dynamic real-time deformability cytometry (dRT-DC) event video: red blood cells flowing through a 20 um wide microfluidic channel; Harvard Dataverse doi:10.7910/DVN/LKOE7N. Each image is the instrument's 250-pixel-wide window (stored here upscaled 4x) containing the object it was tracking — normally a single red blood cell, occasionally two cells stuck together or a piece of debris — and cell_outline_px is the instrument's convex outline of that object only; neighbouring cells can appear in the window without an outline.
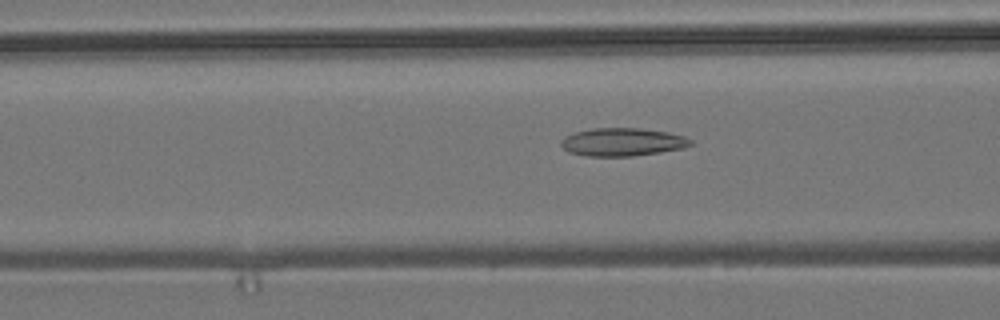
{"species": "common noctule bat (a hibernating species)", "species_latin": "Nyctalus noctula", "temperature_condition": "room temperature", "stored_images_in_passage": 40, "camera_frame_rate_fps": 3000, "um_per_image_px": 0.085, "animal": {"sex": "male", "body_mass_g": 19.2, "forearm_length_mm": 51.8}, "frame": {"image": 1, "passage_image": 6, "time_ms": 1.667, "image_size_px": [1000, 320], "cell_outline_px": [[692, 144], [684, 148], [660, 152], [632, 156], [588, 156], [568, 152], [560, 144], [560, 140], [564, 136], [576, 132], [592, 128], [640, 128], [668, 132], [684, 136], [692, 140]], "centroid_in_image_um": [52.9, 12.07], "position_along_channel_um": 113.7, "area_um2": 21.21}}
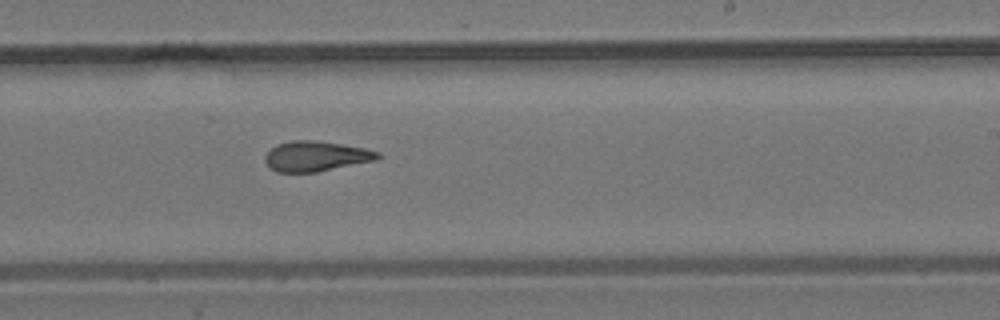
{"frame": {"image": 2, "passage_image": 18, "time_ms": 5.667, "image_size_px": [1000, 320], "cell_outline_px": [[380, 156], [376, 160], [316, 172], [276, 172], [264, 160], [264, 156], [276, 144], [292, 140], [320, 140], [344, 144], [364, 148], [380, 152]], "centroid_in_image_um": [26.86, 13.26], "position_along_channel_um": 262.1, "area_um2": 19.83}}
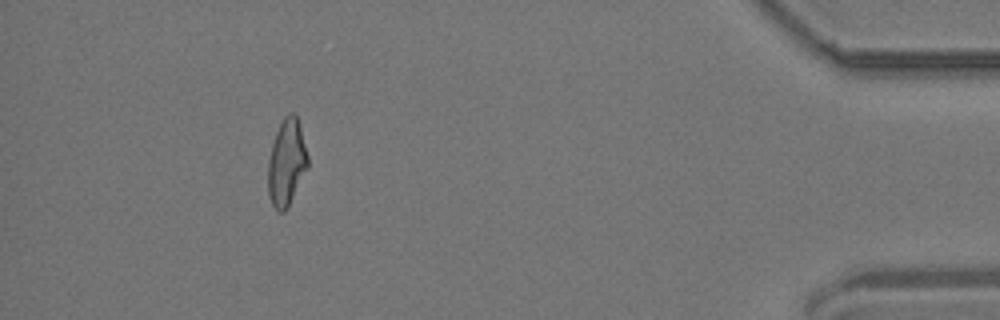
{"frame": {"image": 3, "passage_image": 35, "time_ms": 11.333, "image_size_px": [1000, 320], "cell_outline_px": [[308, 168], [288, 208], [284, 212], [280, 212], [272, 204], [268, 196], [268, 160], [272, 144], [276, 132], [284, 116], [288, 112], [292, 112], [296, 116], [300, 124], [308, 156]], "centroid_in_image_um": [24.37, 13.82], "position_along_channel_um": 410.8, "area_um2": 20.23}, "authors_computed_cell_mechanics": {"area_um2": 20.2589, "velocity_mm_per_s": 3.7225, "shape_relaxation_time_tau1_ms": null, "shape_relaxation_time_tau2_ms": 2.4117, "deformation_change_tau1": null, "deformation_change_tau2": 0.1089}}